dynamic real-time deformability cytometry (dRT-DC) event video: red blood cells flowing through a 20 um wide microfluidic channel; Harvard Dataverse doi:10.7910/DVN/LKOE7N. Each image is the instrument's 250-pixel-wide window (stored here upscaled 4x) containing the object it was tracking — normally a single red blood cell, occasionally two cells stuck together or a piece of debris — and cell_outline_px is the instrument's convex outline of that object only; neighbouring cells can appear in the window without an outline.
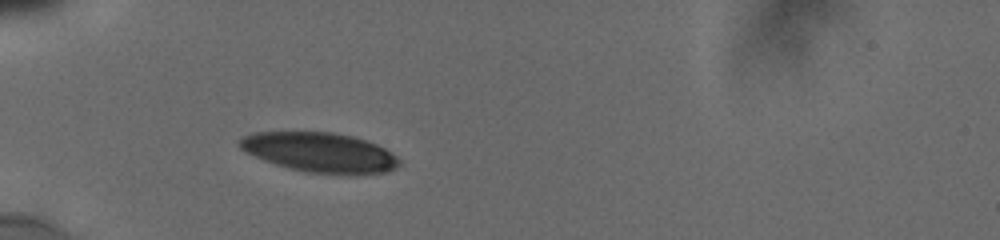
{"species": "human", "species_latin": "Homo sapiens", "temperature_condition": "cold", "stored_images_in_passage": 58, "camera_frame_rate_fps": 3000, "um_per_image_px": 0.085, "donor": {"sex": "male"}, "frame": {"image": 1, "passage_image": 1, "time_ms": 0.0, "image_size_px": [1000, 240], "cell_outline_px": [[400, 164], [396, 168], [388, 172], [356, 176], [304, 172], [288, 168], [264, 160], [244, 152], [236, 144], [236, 140], [252, 132], [332, 132], [352, 136], [376, 144], [392, 152], [400, 160]], "centroid_in_image_um": [27.19, 12.98], "position_along_channel_um": 57.8, "area_um2": 37.63}}
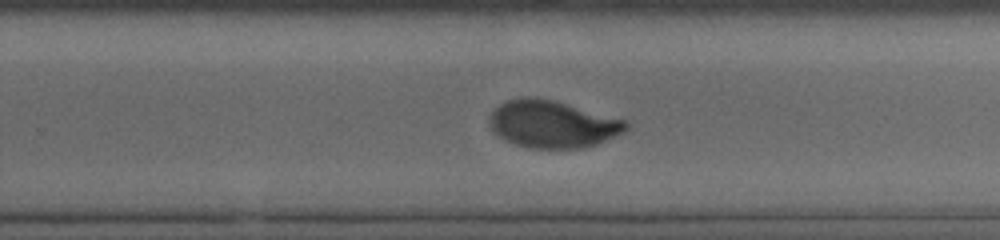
{"frame": {"image": 2, "passage_image": 30, "time_ms": 6.333, "image_size_px": [1000, 240], "cell_outline_px": [[628, 128], [624, 132], [596, 144], [580, 148], [528, 148], [504, 140], [488, 124], [488, 120], [492, 112], [504, 100], [520, 96], [536, 96], [556, 100], [624, 120], [628, 124]], "centroid_in_image_um": [46.92, 10.52], "position_along_channel_um": 282.9, "area_um2": 37.69}}
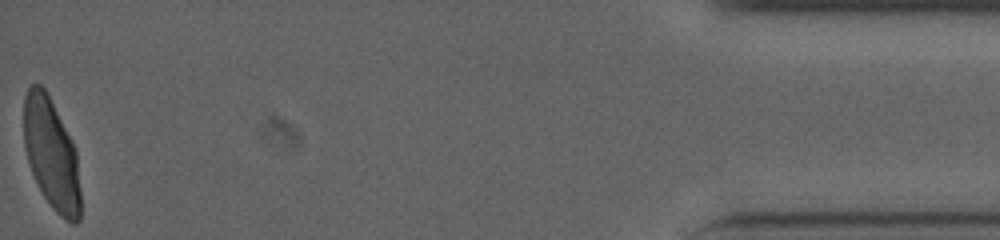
{"frame": {"image": 3, "passage_image": 58, "time_ms": 12.333, "image_size_px": [1000, 240], "cell_outline_px": [[80, 220], [76, 224], [72, 224], [64, 220], [52, 208], [44, 196], [28, 164], [24, 148], [24, 96], [28, 88], [32, 84], [40, 84], [44, 88], [72, 140], [76, 148], [80, 192]], "centroid_in_image_um": [4.37, 13.13], "position_along_channel_um": 430.8, "area_um2": 36.65}, "authors_computed_cell_mechanics": {"area_um2": 37.6567, "velocity_mm_per_s": 3.8002, "shape_relaxation_time_tau1_ms": 3.2367, "shape_relaxation_time_tau2_ms": null, "deformation_change_tau1": 0.1589, "deformation_change_tau2": null}}